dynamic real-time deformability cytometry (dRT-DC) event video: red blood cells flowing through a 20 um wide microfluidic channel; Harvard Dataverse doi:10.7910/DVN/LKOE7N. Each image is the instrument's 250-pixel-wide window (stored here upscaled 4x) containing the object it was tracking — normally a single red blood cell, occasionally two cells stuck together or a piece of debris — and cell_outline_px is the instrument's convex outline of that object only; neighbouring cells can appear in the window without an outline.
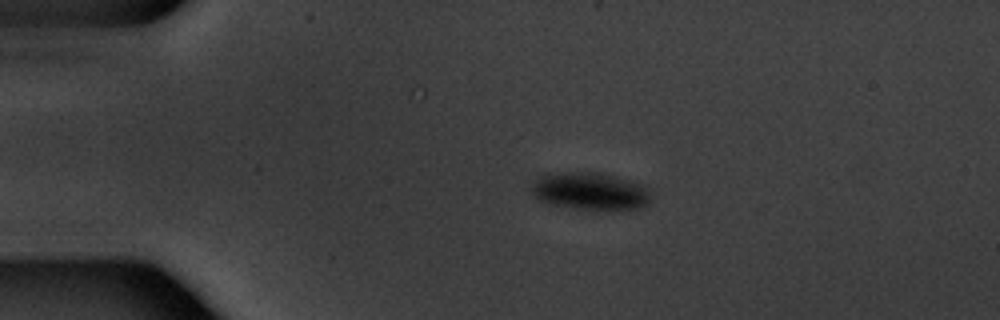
{"species": "common noctule bat (a hibernating species)", "species_latin": "Nyctalus noctula", "temperature_condition": "warm", "stored_images_in_passage": 36, "camera_frame_rate_fps": 3000, "um_per_image_px": 0.085, "animal": {"sex": "male", "body_mass_g": 20.1, "forearm_length_mm": 53.5}, "frame": {"image": 1, "passage_image": 12, "time_ms": 3.667, "image_size_px": [1000, 320], "cell_outline_px": [[652, 200], [648, 204], [640, 208], [604, 212], [596, 212], [548, 204], [540, 200], [532, 192], [532, 188], [536, 180], [540, 176], [564, 172], [592, 172], [612, 176], [628, 180], [640, 184], [648, 188]], "centroid_in_image_um": [50.22, 16.31], "position_along_channel_um": 34.8, "area_um2": 26.47}}
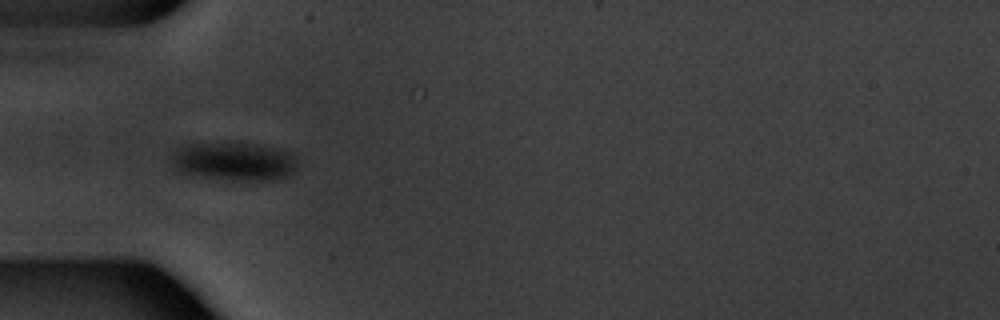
{"frame": {"image": 2, "passage_image": 18, "time_ms": 5.667, "image_size_px": [1000, 320], "cell_outline_px": [[296, 172], [284, 180], [248, 180], [180, 172], [172, 164], [172, 152], [180, 148], [192, 144], [264, 144], [280, 148], [292, 152], [296, 156]], "centroid_in_image_um": [20.06, 13.71], "position_along_channel_um": 64.9, "area_um2": 27.69}}